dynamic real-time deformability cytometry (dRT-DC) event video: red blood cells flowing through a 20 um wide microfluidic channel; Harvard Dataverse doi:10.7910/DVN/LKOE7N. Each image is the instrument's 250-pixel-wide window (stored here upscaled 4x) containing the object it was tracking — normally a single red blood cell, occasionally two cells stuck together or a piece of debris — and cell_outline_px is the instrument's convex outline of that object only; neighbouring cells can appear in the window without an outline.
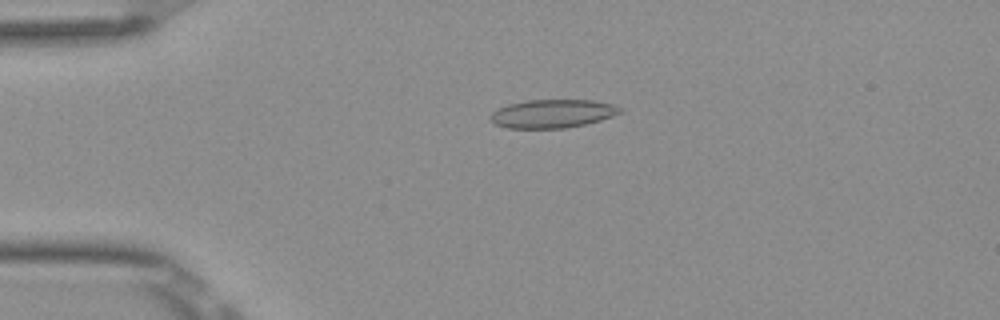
{"species": "Egyptian fruit bat (a non-hibernating species)", "species_latin": "Rousettus aegyptiacus", "temperature_condition": "room temperature", "stored_images_in_passage": 52, "camera_frame_rate_fps": 3000, "um_per_image_px": 0.085, "frame": {"image": 1, "passage_image": 12, "time_ms": 3.667, "image_size_px": [1000, 320], "cell_outline_px": [[624, 112], [600, 120], [584, 124], [564, 128], [508, 128], [496, 124], [492, 120], [492, 112], [508, 104], [528, 100], [592, 100], [612, 104], [620, 108]], "centroid_in_image_um": [46.99, 9.65], "position_along_channel_um": 38.0, "area_um2": 21.15}}
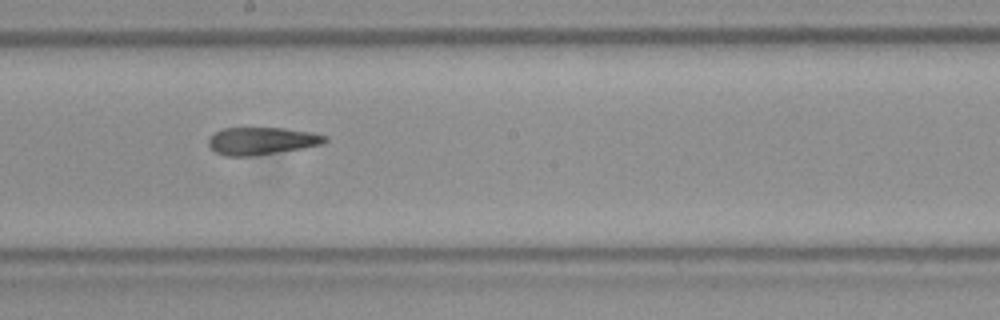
{"frame": {"image": 2, "passage_image": 29, "time_ms": 9.333, "image_size_px": [1000, 320], "cell_outline_px": [[328, 140], [324, 144], [304, 148], [248, 156], [224, 156], [216, 152], [208, 144], [208, 140], [216, 132], [224, 128], [284, 128], [312, 132], [328, 136]], "centroid_in_image_um": [22.29, 11.97], "position_along_channel_um": 225.9, "area_um2": 18.55}}
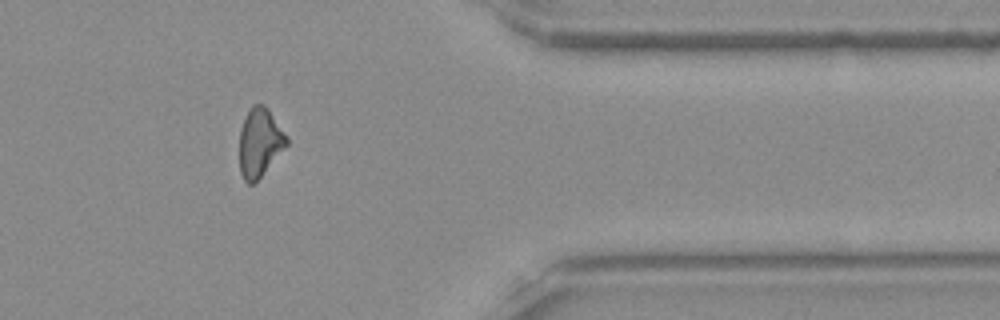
{"frame": {"image": 3, "passage_image": 43, "time_ms": 14.0, "image_size_px": [1000, 320], "cell_outline_px": [[288, 144], [260, 176], [252, 184], [248, 184], [244, 180], [240, 172], [240, 128], [252, 104], [264, 104], [268, 108], [288, 136]], "centroid_in_image_um": [22.08, 12.08], "position_along_channel_um": 389.3, "area_um2": 18.67}, "authors_computed_cell_mechanics": {"area_um2": 19.7387, "velocity_mm_per_s": 3.9003, "shape_relaxation_time_tau1_ms": null, "shape_relaxation_time_tau2_ms": 2.5777, "deformation_change_tau1": null, "deformation_change_tau2": 0.1212}}